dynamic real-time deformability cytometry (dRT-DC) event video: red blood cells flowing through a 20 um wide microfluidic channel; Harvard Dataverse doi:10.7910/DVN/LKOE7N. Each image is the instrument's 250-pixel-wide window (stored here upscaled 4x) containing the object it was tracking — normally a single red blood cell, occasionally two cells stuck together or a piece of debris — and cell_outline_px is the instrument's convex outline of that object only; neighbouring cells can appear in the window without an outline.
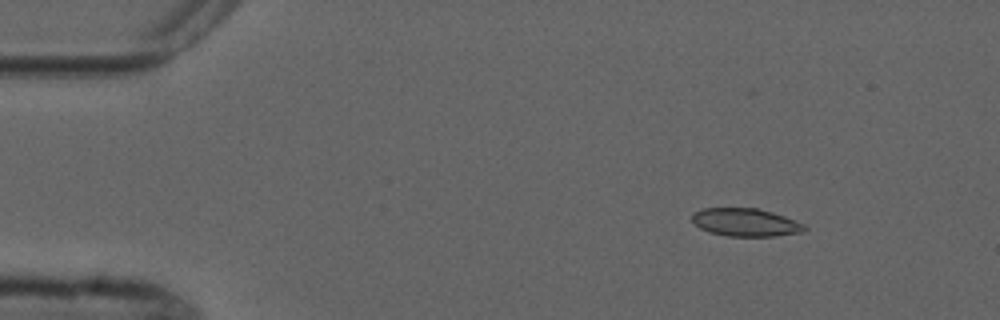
{"species": "common noctule bat (a hibernating species)", "species_latin": "Nyctalus noctula", "temperature_condition": "cold", "stored_images_in_passage": 4, "camera_frame_rate_fps": 3000, "um_per_image_px": 0.085, "animal": {"sex": "male", "forearm_length_mm": 52.5}, "frame": {"image": 1, "passage_image": 2, "time_ms": 1.0, "image_size_px": [1000, 320], "cell_outline_px": [[808, 228], [804, 232], [776, 236], [728, 236], [708, 232], [700, 228], [692, 220], [692, 212], [704, 208], [756, 208], [772, 212], [784, 216], [804, 224]], "centroid_in_image_um": [63.38, 18.9], "position_along_channel_um": 21.6, "area_um2": 18.38}}